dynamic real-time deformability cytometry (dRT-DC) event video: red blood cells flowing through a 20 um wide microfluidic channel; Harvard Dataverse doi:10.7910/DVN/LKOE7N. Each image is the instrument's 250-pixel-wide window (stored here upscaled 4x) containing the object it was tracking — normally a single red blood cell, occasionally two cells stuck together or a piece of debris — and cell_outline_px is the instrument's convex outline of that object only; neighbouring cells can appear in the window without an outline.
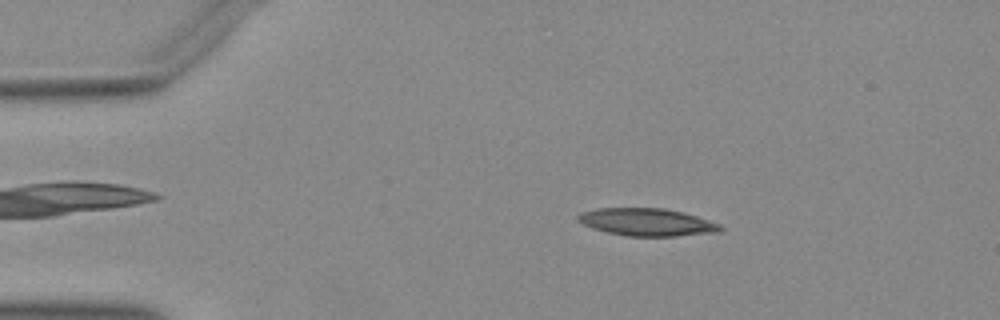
{"species": "Egyptian fruit bat (a non-hibernating species)", "species_latin": "Rousettus aegyptiacus", "temperature_condition": "warm", "stored_images_in_passage": 51, "camera_frame_rate_fps": 3000, "um_per_image_px": 0.085, "animal": {"sex": "female"}, "frame": {"image": 1, "passage_image": 9, "time_ms": 2.667, "image_size_px": [1000, 320], "cell_outline_px": [[724, 232], [676, 236], [624, 236], [592, 228], [576, 220], [576, 216], [580, 212], [596, 208], [664, 208], [684, 212], [720, 224], [724, 228]], "centroid_in_image_um": [55.01, 18.88], "position_along_channel_um": 30.0, "area_um2": 23.12}}
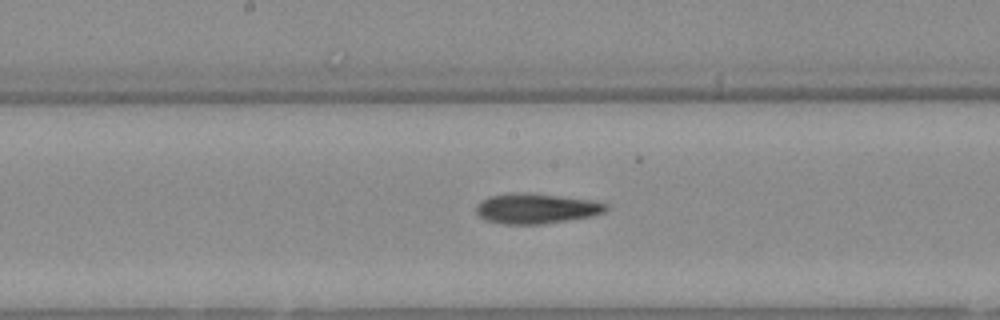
{"frame": {"image": 2, "passage_image": 27, "time_ms": 8.667, "image_size_px": [1000, 320], "cell_outline_px": [[608, 208], [604, 212], [592, 216], [540, 224], [504, 224], [488, 220], [480, 216], [476, 212], [476, 204], [492, 196], [516, 192], [528, 192], [592, 200], [608, 204]], "centroid_in_image_um": [45.6, 17.71], "position_along_channel_um": 202.6, "area_um2": 22.6}}
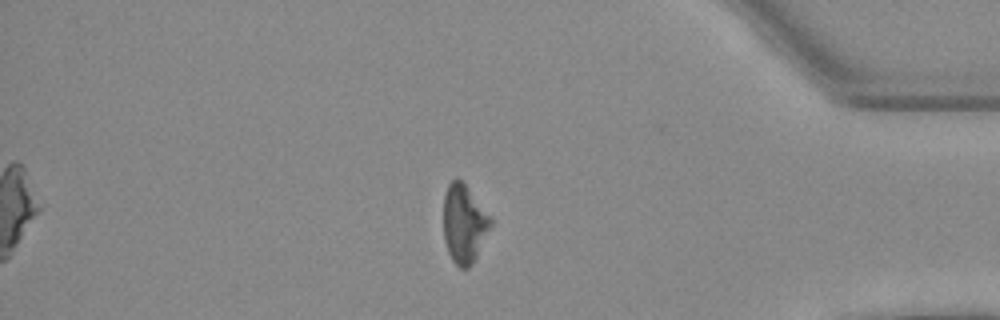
{"frame": {"image": 3, "passage_image": 44, "time_ms": 14.333, "image_size_px": [1000, 320], "cell_outline_px": [[492, 224], [472, 264], [468, 268], [460, 268], [452, 260], [448, 252], [444, 240], [444, 196], [448, 184], [456, 176], [464, 184], [492, 220]], "centroid_in_image_um": [39.42, 19.04], "position_along_channel_um": 395.8, "area_um2": 21.04}}